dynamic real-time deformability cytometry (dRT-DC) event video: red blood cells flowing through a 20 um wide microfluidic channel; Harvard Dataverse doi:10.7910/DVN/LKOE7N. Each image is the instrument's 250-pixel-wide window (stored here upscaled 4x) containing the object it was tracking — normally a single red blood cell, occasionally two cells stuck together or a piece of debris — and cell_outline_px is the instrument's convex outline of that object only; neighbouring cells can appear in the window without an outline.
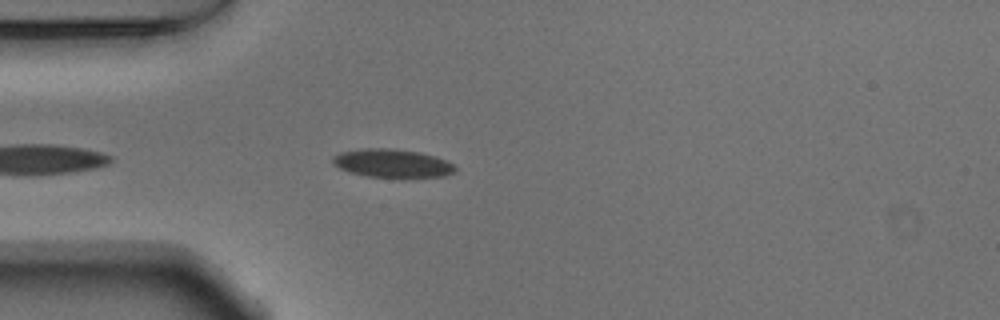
{"species": "Egyptian fruit bat (a non-hibernating species)", "species_latin": "Rousettus aegyptiacus", "temperature_condition": "warm", "stored_images_in_passage": 40, "camera_frame_rate_fps": 3000, "um_per_image_px": 0.085, "animal": {"sex": "male"}, "frame": {"image": 1, "passage_image": 4, "time_ms": 1.0, "image_size_px": [1000, 320], "cell_outline_px": [[456, 172], [444, 176], [368, 176], [348, 172], [332, 164], [332, 156], [340, 152], [364, 148], [396, 148], [420, 152], [436, 156], [452, 164], [456, 168]], "centroid_in_image_um": [33.31, 13.85], "position_along_channel_um": 51.7, "area_um2": 20.06}}
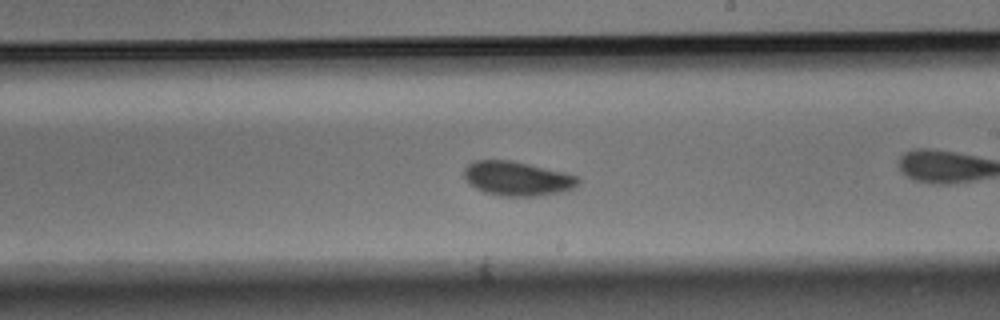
{"frame": {"image": 2, "passage_image": 17, "time_ms": 5.333, "image_size_px": [1000, 320], "cell_outline_px": [[580, 184], [564, 192], [540, 196], [500, 196], [484, 192], [468, 184], [464, 180], [464, 168], [468, 164], [476, 160], [512, 160], [564, 172], [580, 176]], "centroid_in_image_um": [43.98, 15.18], "position_along_channel_um": 245.0, "area_um2": 23.18}}
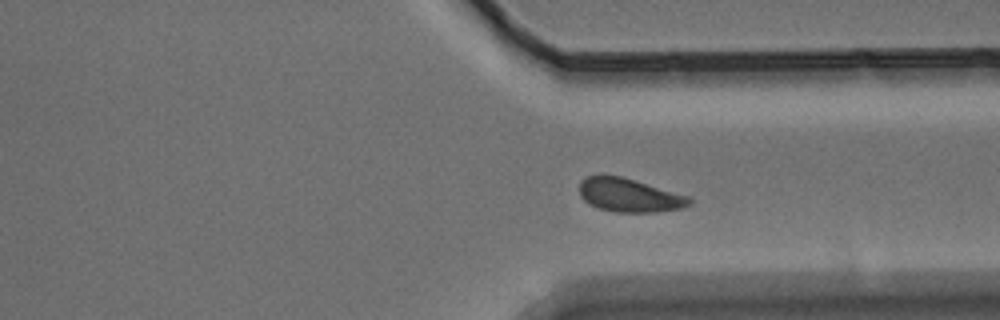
{"frame": {"image": 3, "passage_image": 26, "time_ms": 8.333, "image_size_px": [1000, 320], "cell_outline_px": [[692, 204], [684, 208], [656, 212], [612, 212], [600, 208], [584, 200], [580, 196], [580, 180], [584, 176], [620, 176], [692, 196]], "centroid_in_image_um": [53.56, 16.6], "position_along_channel_um": 357.8, "area_um2": 21.62}, "authors_computed_cell_mechanics": {"area_um2": 21.5016, "velocity_mm_per_s": 3.7537, "shape_relaxation_time_tau1_ms": 2.6142, "shape_relaxation_time_tau2_ms": null, "deformation_change_tau1": 0.0624, "deformation_change_tau2": null}}